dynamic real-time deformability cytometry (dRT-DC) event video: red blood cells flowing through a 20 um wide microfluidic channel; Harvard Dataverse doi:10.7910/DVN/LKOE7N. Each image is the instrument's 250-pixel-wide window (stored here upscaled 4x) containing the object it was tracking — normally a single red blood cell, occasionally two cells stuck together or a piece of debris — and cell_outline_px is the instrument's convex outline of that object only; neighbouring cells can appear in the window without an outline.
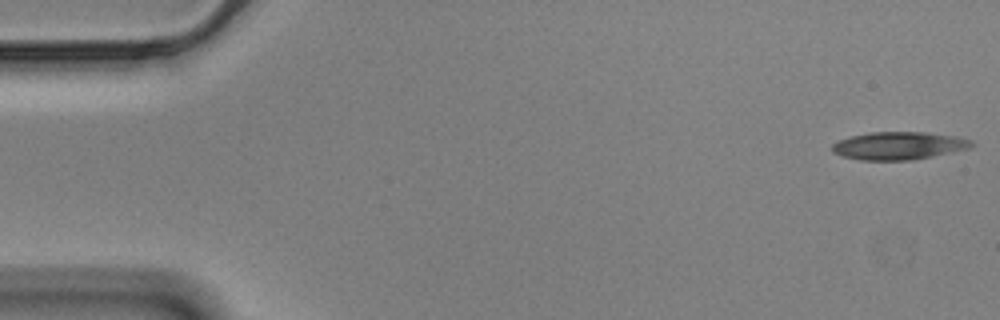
{"species": "Egyptian fruit bat (a non-hibernating species)", "species_latin": "Rousettus aegyptiacus", "temperature_condition": "cold", "stored_images_in_passage": 56, "camera_frame_rate_fps": 3000, "um_per_image_px": 0.085, "animal": {"sex": "male"}, "frame": {"image": 1, "passage_image": 1, "time_ms": 0.0, "image_size_px": [1000, 320], "cell_outline_px": [[976, 144], [972, 148], [912, 160], [860, 160], [844, 156], [832, 152], [832, 144], [840, 140], [852, 136], [872, 132], [924, 132], [956, 136], [972, 140]], "centroid_in_image_um": [76.45, 12.38], "position_along_channel_um": 8.6, "area_um2": 22.54}}
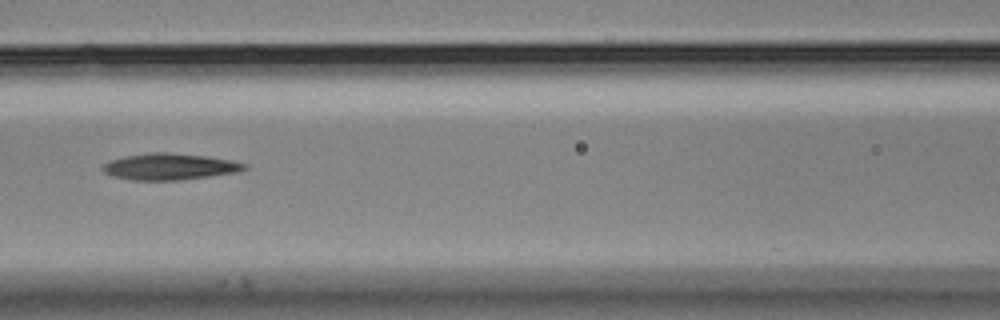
{"frame": {"image": 2, "passage_image": 24, "time_ms": 7.667, "image_size_px": [1000, 320], "cell_outline_px": [[248, 168], [236, 172], [208, 176], [176, 180], [132, 180], [116, 176], [104, 172], [100, 168], [104, 164], [112, 160], [124, 156], [148, 152], [168, 152], [208, 156], [232, 160], [248, 164]], "centroid_in_image_um": [14.44, 14.15], "position_along_channel_um": 152.2, "area_um2": 21.73}}
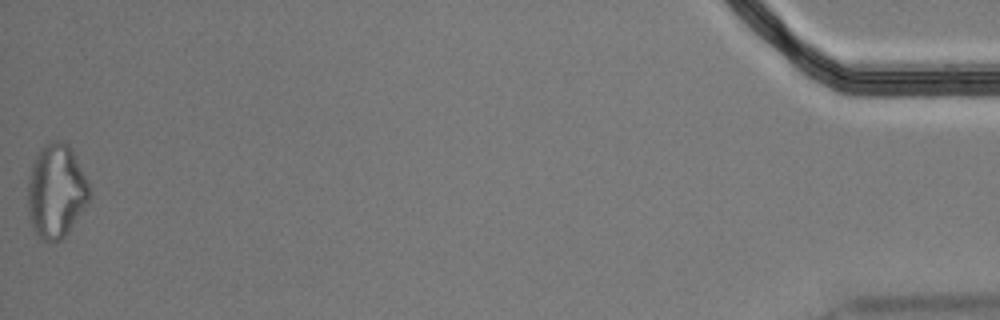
{"frame": {"image": 3, "passage_image": 56, "time_ms": 18.333, "image_size_px": [1000, 320], "cell_outline_px": [[92, 196], [68, 232], [60, 240], [44, 240], [32, 228], [28, 212], [28, 184], [32, 164], [40, 148], [52, 140], [60, 140], [68, 144], [88, 180]], "centroid_in_image_um": [4.78, 16.22], "position_along_channel_um": 430.4, "area_um2": 33.47}}